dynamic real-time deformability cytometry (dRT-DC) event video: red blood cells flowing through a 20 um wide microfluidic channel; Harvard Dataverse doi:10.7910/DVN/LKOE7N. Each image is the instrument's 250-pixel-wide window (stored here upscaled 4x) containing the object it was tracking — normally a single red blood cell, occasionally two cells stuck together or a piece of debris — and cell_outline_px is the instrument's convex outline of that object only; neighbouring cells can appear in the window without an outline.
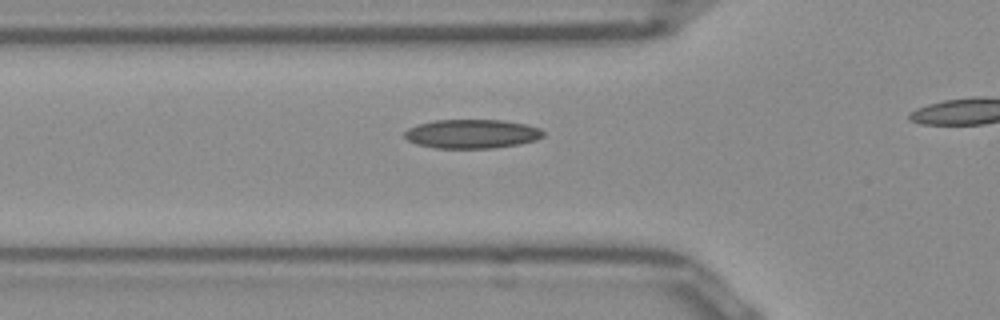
{"species": "Egyptian fruit bat (a non-hibernating species)", "species_latin": "Rousettus aegyptiacus", "temperature_condition": "room temperature", "stored_images_in_passage": 17, "camera_frame_rate_fps": 3000, "um_per_image_px": 0.085, "frame": {"image": 1, "passage_image": 12, "time_ms": 3.667, "image_size_px": [1000, 320], "cell_outline_px": [[544, 136], [536, 140], [520, 144], [496, 148], [436, 148], [416, 144], [408, 140], [404, 136], [404, 132], [408, 128], [420, 124], [436, 120], [504, 120], [524, 124], [540, 128], [544, 132]], "centroid_in_image_um": [40.13, 11.38], "position_along_channel_um": 85.7, "area_um2": 23.47}}
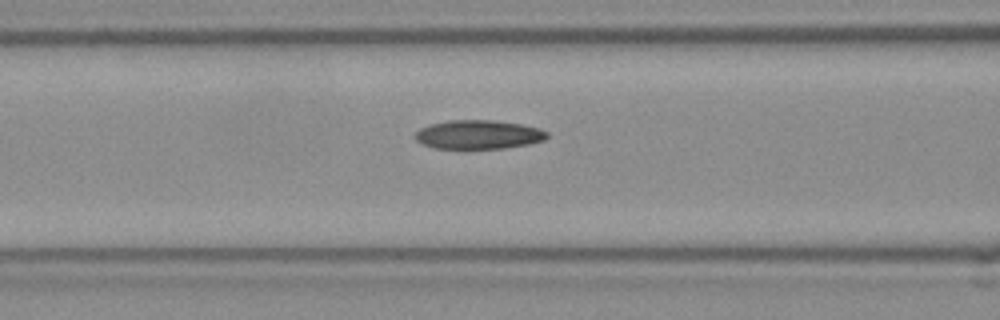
{"frame": {"image": 2, "passage_image": 15, "time_ms": 4.667, "image_size_px": [1000, 320], "cell_outline_px": [[548, 136], [544, 140], [528, 144], [504, 148], [436, 148], [420, 144], [416, 140], [416, 132], [420, 128], [428, 124], [448, 120], [496, 120], [520, 124], [540, 128], [548, 132]], "centroid_in_image_um": [40.66, 11.43], "position_along_channel_um": 125.9, "area_um2": 22.25}}